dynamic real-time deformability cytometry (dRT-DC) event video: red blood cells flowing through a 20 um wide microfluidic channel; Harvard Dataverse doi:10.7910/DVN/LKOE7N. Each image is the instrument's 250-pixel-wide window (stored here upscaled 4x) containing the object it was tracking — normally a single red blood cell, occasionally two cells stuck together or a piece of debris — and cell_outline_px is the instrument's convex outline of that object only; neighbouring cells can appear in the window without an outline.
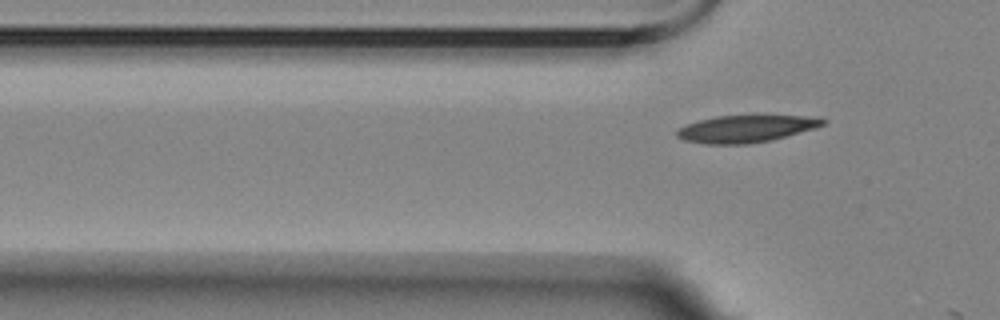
{"species": "Egyptian fruit bat (a non-hibernating species)", "species_latin": "Rousettus aegyptiacus", "temperature_condition": "room temperature", "stored_images_in_passage": 5, "camera_frame_rate_fps": 3000, "um_per_image_px": 0.085, "animal": {"sex": "female"}, "frame": {"image": 1, "passage_image": 4, "time_ms": 5.667, "image_size_px": [1000, 320], "cell_outline_px": [[828, 120], [824, 124], [812, 128], [784, 136], [768, 140], [748, 144], [708, 144], [684, 140], [676, 136], [676, 132], [684, 124], [716, 116], [756, 112], [820, 116]], "centroid_in_image_um": [63.47, 10.86], "position_along_channel_um": 62.3, "area_um2": 24.22}}